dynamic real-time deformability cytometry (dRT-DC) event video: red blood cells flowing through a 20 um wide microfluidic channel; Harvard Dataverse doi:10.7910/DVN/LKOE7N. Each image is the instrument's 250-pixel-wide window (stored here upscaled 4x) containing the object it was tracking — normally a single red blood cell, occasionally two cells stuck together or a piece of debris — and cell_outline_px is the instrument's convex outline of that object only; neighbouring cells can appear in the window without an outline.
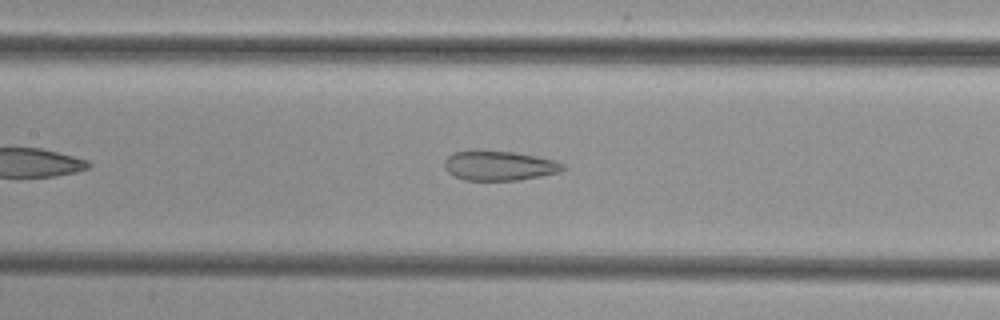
{"species": "common noctule bat (a hibernating species)", "species_latin": "Nyctalus noctula", "temperature_condition": "cold", "stored_images_in_passage": 40, "camera_frame_rate_fps": 3000, "um_per_image_px": 0.085, "animal": {"sex": "female", "body_mass_g": 29.2, "forearm_length_mm": 56.3}, "frame": {"image": 1, "passage_image": 12, "time_ms": 3.667, "image_size_px": [1000, 320], "cell_outline_px": [[564, 168], [560, 172], [520, 180], [464, 180], [448, 172], [444, 168], [444, 160], [452, 152], [512, 152], [536, 156], [556, 160], [564, 164]], "centroid_in_image_um": [42.45, 14.1], "position_along_channel_um": 164.9, "area_um2": 20.06}}
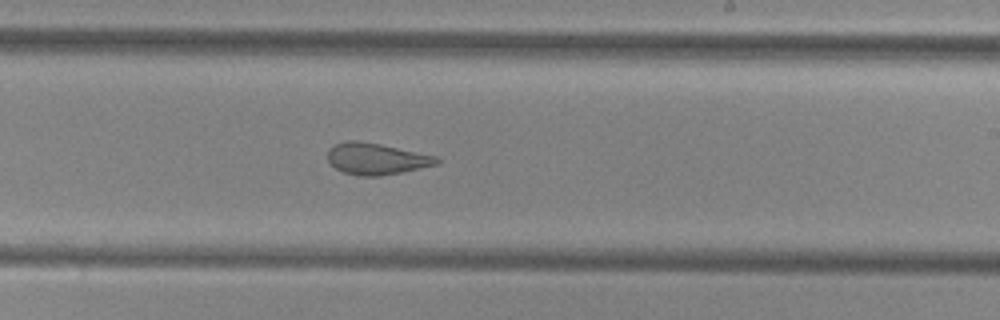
{"frame": {"image": 2, "passage_image": 19, "time_ms": 6.0, "image_size_px": [1000, 320], "cell_outline_px": [[440, 160], [436, 164], [400, 172], [380, 176], [360, 176], [344, 172], [336, 168], [328, 160], [328, 148], [336, 144], [348, 140], [356, 140], [380, 144], [436, 156]], "centroid_in_image_um": [31.95, 13.49], "position_along_channel_um": 257.1, "area_um2": 19.65}}
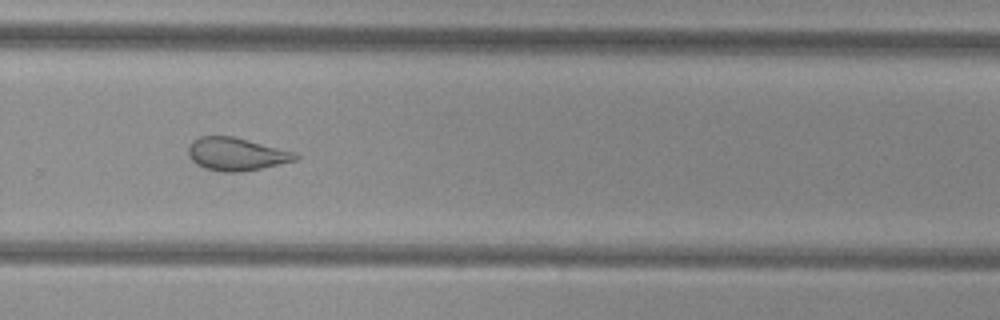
{"frame": {"image": 3, "passage_image": 23, "time_ms": 7.333, "image_size_px": [1000, 320], "cell_outline_px": [[300, 156], [296, 160], [244, 172], [224, 172], [204, 168], [196, 164], [188, 156], [188, 144], [192, 140], [200, 136], [232, 136], [248, 140], [292, 152]], "centroid_in_image_um": [20.01, 13.1], "position_along_channel_um": 309.8, "area_um2": 20.4}}